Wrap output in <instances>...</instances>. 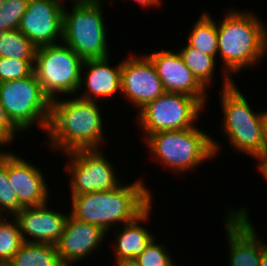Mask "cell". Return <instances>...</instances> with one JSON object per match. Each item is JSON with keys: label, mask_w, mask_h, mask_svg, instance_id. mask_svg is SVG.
Returning <instances> with one entry per match:
<instances>
[{"label": "cell", "mask_w": 267, "mask_h": 266, "mask_svg": "<svg viewBox=\"0 0 267 266\" xmlns=\"http://www.w3.org/2000/svg\"><path fill=\"white\" fill-rule=\"evenodd\" d=\"M223 221L229 252L228 266H260L264 239L250 220L249 208H228ZM231 209V210H230Z\"/></svg>", "instance_id": "11"}, {"label": "cell", "mask_w": 267, "mask_h": 266, "mask_svg": "<svg viewBox=\"0 0 267 266\" xmlns=\"http://www.w3.org/2000/svg\"><path fill=\"white\" fill-rule=\"evenodd\" d=\"M104 149H77L62 154L67 162L64 170L70 176V195L107 191L123 182Z\"/></svg>", "instance_id": "10"}, {"label": "cell", "mask_w": 267, "mask_h": 266, "mask_svg": "<svg viewBox=\"0 0 267 266\" xmlns=\"http://www.w3.org/2000/svg\"><path fill=\"white\" fill-rule=\"evenodd\" d=\"M22 243L16 218L0 216V263L10 262Z\"/></svg>", "instance_id": "24"}, {"label": "cell", "mask_w": 267, "mask_h": 266, "mask_svg": "<svg viewBox=\"0 0 267 266\" xmlns=\"http://www.w3.org/2000/svg\"><path fill=\"white\" fill-rule=\"evenodd\" d=\"M260 266H267V243L264 241V245L261 251Z\"/></svg>", "instance_id": "34"}, {"label": "cell", "mask_w": 267, "mask_h": 266, "mask_svg": "<svg viewBox=\"0 0 267 266\" xmlns=\"http://www.w3.org/2000/svg\"><path fill=\"white\" fill-rule=\"evenodd\" d=\"M9 263L12 266H64L56 245L49 243L23 242Z\"/></svg>", "instance_id": "21"}, {"label": "cell", "mask_w": 267, "mask_h": 266, "mask_svg": "<svg viewBox=\"0 0 267 266\" xmlns=\"http://www.w3.org/2000/svg\"><path fill=\"white\" fill-rule=\"evenodd\" d=\"M137 2L142 8L151 9L152 7L158 9L161 5L162 0H131ZM159 6V7H158Z\"/></svg>", "instance_id": "30"}, {"label": "cell", "mask_w": 267, "mask_h": 266, "mask_svg": "<svg viewBox=\"0 0 267 266\" xmlns=\"http://www.w3.org/2000/svg\"><path fill=\"white\" fill-rule=\"evenodd\" d=\"M65 3L66 0H29L18 30L37 48L62 43Z\"/></svg>", "instance_id": "13"}, {"label": "cell", "mask_w": 267, "mask_h": 266, "mask_svg": "<svg viewBox=\"0 0 267 266\" xmlns=\"http://www.w3.org/2000/svg\"><path fill=\"white\" fill-rule=\"evenodd\" d=\"M48 206L46 203L23 208L14 216L19 224L23 242L54 245L58 243L70 213L60 212Z\"/></svg>", "instance_id": "17"}, {"label": "cell", "mask_w": 267, "mask_h": 266, "mask_svg": "<svg viewBox=\"0 0 267 266\" xmlns=\"http://www.w3.org/2000/svg\"><path fill=\"white\" fill-rule=\"evenodd\" d=\"M124 183L107 191L70 195V216L99 226L107 236L113 227L134 221L153 203L154 196L141 178Z\"/></svg>", "instance_id": "3"}, {"label": "cell", "mask_w": 267, "mask_h": 266, "mask_svg": "<svg viewBox=\"0 0 267 266\" xmlns=\"http://www.w3.org/2000/svg\"><path fill=\"white\" fill-rule=\"evenodd\" d=\"M157 239L155 237L135 260L140 266H176L171 252L166 248L168 246L163 242L159 243Z\"/></svg>", "instance_id": "26"}, {"label": "cell", "mask_w": 267, "mask_h": 266, "mask_svg": "<svg viewBox=\"0 0 267 266\" xmlns=\"http://www.w3.org/2000/svg\"><path fill=\"white\" fill-rule=\"evenodd\" d=\"M0 266H12L9 262L0 263Z\"/></svg>", "instance_id": "35"}, {"label": "cell", "mask_w": 267, "mask_h": 266, "mask_svg": "<svg viewBox=\"0 0 267 266\" xmlns=\"http://www.w3.org/2000/svg\"><path fill=\"white\" fill-rule=\"evenodd\" d=\"M234 81L222 89L219 95L222 118L221 131L231 148L241 154H247L257 161L266 155L263 136V111H254L253 106Z\"/></svg>", "instance_id": "5"}, {"label": "cell", "mask_w": 267, "mask_h": 266, "mask_svg": "<svg viewBox=\"0 0 267 266\" xmlns=\"http://www.w3.org/2000/svg\"><path fill=\"white\" fill-rule=\"evenodd\" d=\"M263 136L267 154V109L263 110Z\"/></svg>", "instance_id": "33"}, {"label": "cell", "mask_w": 267, "mask_h": 266, "mask_svg": "<svg viewBox=\"0 0 267 266\" xmlns=\"http://www.w3.org/2000/svg\"><path fill=\"white\" fill-rule=\"evenodd\" d=\"M29 0H5L0 6V32L19 28Z\"/></svg>", "instance_id": "27"}, {"label": "cell", "mask_w": 267, "mask_h": 266, "mask_svg": "<svg viewBox=\"0 0 267 266\" xmlns=\"http://www.w3.org/2000/svg\"><path fill=\"white\" fill-rule=\"evenodd\" d=\"M66 98L60 96L51 100V116L45 134L47 149L60 152L62 156L77 149L106 148L109 142L106 143L101 103L76 95Z\"/></svg>", "instance_id": "2"}, {"label": "cell", "mask_w": 267, "mask_h": 266, "mask_svg": "<svg viewBox=\"0 0 267 266\" xmlns=\"http://www.w3.org/2000/svg\"><path fill=\"white\" fill-rule=\"evenodd\" d=\"M198 126L189 129L167 130L150 134L145 140L149 157L154 163L184 175L204 162L217 158L221 144ZM153 159V160H152ZM162 164V165H161Z\"/></svg>", "instance_id": "4"}, {"label": "cell", "mask_w": 267, "mask_h": 266, "mask_svg": "<svg viewBox=\"0 0 267 266\" xmlns=\"http://www.w3.org/2000/svg\"><path fill=\"white\" fill-rule=\"evenodd\" d=\"M187 34V43L196 50L218 59V35L216 19L203 11Z\"/></svg>", "instance_id": "20"}, {"label": "cell", "mask_w": 267, "mask_h": 266, "mask_svg": "<svg viewBox=\"0 0 267 266\" xmlns=\"http://www.w3.org/2000/svg\"><path fill=\"white\" fill-rule=\"evenodd\" d=\"M165 93L161 79L151 59L144 53H128L122 60L121 96L128 99L136 110Z\"/></svg>", "instance_id": "12"}, {"label": "cell", "mask_w": 267, "mask_h": 266, "mask_svg": "<svg viewBox=\"0 0 267 266\" xmlns=\"http://www.w3.org/2000/svg\"><path fill=\"white\" fill-rule=\"evenodd\" d=\"M153 203L134 221L123 224L118 228H114V233L112 234L115 239L109 245L114 253V262L122 259H135L141 255L149 243L156 237L151 228L146 227L148 222H150L151 209ZM144 222V223H143ZM141 223V224H140ZM144 224L146 226H144ZM122 228V229H121ZM149 228V229H148ZM121 229V230H120ZM116 233V234H115Z\"/></svg>", "instance_id": "19"}, {"label": "cell", "mask_w": 267, "mask_h": 266, "mask_svg": "<svg viewBox=\"0 0 267 266\" xmlns=\"http://www.w3.org/2000/svg\"><path fill=\"white\" fill-rule=\"evenodd\" d=\"M83 60L67 45L39 47L34 58V74L51 99L77 94Z\"/></svg>", "instance_id": "8"}, {"label": "cell", "mask_w": 267, "mask_h": 266, "mask_svg": "<svg viewBox=\"0 0 267 266\" xmlns=\"http://www.w3.org/2000/svg\"><path fill=\"white\" fill-rule=\"evenodd\" d=\"M13 150L8 149V177L19 205L28 208L50 202V188L46 183L47 176L44 177L43 169L17 155Z\"/></svg>", "instance_id": "15"}, {"label": "cell", "mask_w": 267, "mask_h": 266, "mask_svg": "<svg viewBox=\"0 0 267 266\" xmlns=\"http://www.w3.org/2000/svg\"><path fill=\"white\" fill-rule=\"evenodd\" d=\"M23 208L19 205L8 177V150H0V216H15Z\"/></svg>", "instance_id": "25"}, {"label": "cell", "mask_w": 267, "mask_h": 266, "mask_svg": "<svg viewBox=\"0 0 267 266\" xmlns=\"http://www.w3.org/2000/svg\"><path fill=\"white\" fill-rule=\"evenodd\" d=\"M149 53V54H148ZM161 79L165 92L195 97L204 107L208 105V91L188 69L179 52L168 48L146 54Z\"/></svg>", "instance_id": "14"}, {"label": "cell", "mask_w": 267, "mask_h": 266, "mask_svg": "<svg viewBox=\"0 0 267 266\" xmlns=\"http://www.w3.org/2000/svg\"><path fill=\"white\" fill-rule=\"evenodd\" d=\"M110 57L83 61L80 85L76 96L99 102L101 99L109 100L117 94L121 95L122 61L111 66Z\"/></svg>", "instance_id": "18"}, {"label": "cell", "mask_w": 267, "mask_h": 266, "mask_svg": "<svg viewBox=\"0 0 267 266\" xmlns=\"http://www.w3.org/2000/svg\"><path fill=\"white\" fill-rule=\"evenodd\" d=\"M18 132L21 135L22 132L10 121L6 110L0 102V146L9 148L10 144L13 145V141L19 135Z\"/></svg>", "instance_id": "29"}, {"label": "cell", "mask_w": 267, "mask_h": 266, "mask_svg": "<svg viewBox=\"0 0 267 266\" xmlns=\"http://www.w3.org/2000/svg\"><path fill=\"white\" fill-rule=\"evenodd\" d=\"M113 264L114 266H140L135 259H122Z\"/></svg>", "instance_id": "32"}, {"label": "cell", "mask_w": 267, "mask_h": 266, "mask_svg": "<svg viewBox=\"0 0 267 266\" xmlns=\"http://www.w3.org/2000/svg\"><path fill=\"white\" fill-rule=\"evenodd\" d=\"M180 49V50H179ZM177 51L182 57L185 65L193 73L196 79L209 90L210 86L214 83L213 75L216 68V59L213 56L202 53L186 43L183 48ZM213 82V83H212Z\"/></svg>", "instance_id": "22"}, {"label": "cell", "mask_w": 267, "mask_h": 266, "mask_svg": "<svg viewBox=\"0 0 267 266\" xmlns=\"http://www.w3.org/2000/svg\"><path fill=\"white\" fill-rule=\"evenodd\" d=\"M256 169L267 180V154L256 164Z\"/></svg>", "instance_id": "31"}, {"label": "cell", "mask_w": 267, "mask_h": 266, "mask_svg": "<svg viewBox=\"0 0 267 266\" xmlns=\"http://www.w3.org/2000/svg\"><path fill=\"white\" fill-rule=\"evenodd\" d=\"M37 47L18 29L0 32V57L34 60Z\"/></svg>", "instance_id": "23"}, {"label": "cell", "mask_w": 267, "mask_h": 266, "mask_svg": "<svg viewBox=\"0 0 267 266\" xmlns=\"http://www.w3.org/2000/svg\"><path fill=\"white\" fill-rule=\"evenodd\" d=\"M219 22L216 20L224 89L234 82L235 75L258 67L267 57V24L246 8L243 11L229 9Z\"/></svg>", "instance_id": "1"}, {"label": "cell", "mask_w": 267, "mask_h": 266, "mask_svg": "<svg viewBox=\"0 0 267 266\" xmlns=\"http://www.w3.org/2000/svg\"><path fill=\"white\" fill-rule=\"evenodd\" d=\"M5 2V0H0V6Z\"/></svg>", "instance_id": "36"}, {"label": "cell", "mask_w": 267, "mask_h": 266, "mask_svg": "<svg viewBox=\"0 0 267 266\" xmlns=\"http://www.w3.org/2000/svg\"><path fill=\"white\" fill-rule=\"evenodd\" d=\"M107 233L99 226L80 222L68 216L65 228L56 244L59 259L64 266H74L99 250ZM104 242V243H103Z\"/></svg>", "instance_id": "16"}, {"label": "cell", "mask_w": 267, "mask_h": 266, "mask_svg": "<svg viewBox=\"0 0 267 266\" xmlns=\"http://www.w3.org/2000/svg\"><path fill=\"white\" fill-rule=\"evenodd\" d=\"M104 1L107 0H72L71 9L64 4L62 43L83 61L111 56Z\"/></svg>", "instance_id": "6"}, {"label": "cell", "mask_w": 267, "mask_h": 266, "mask_svg": "<svg viewBox=\"0 0 267 266\" xmlns=\"http://www.w3.org/2000/svg\"><path fill=\"white\" fill-rule=\"evenodd\" d=\"M0 102L10 121L26 133L36 125L46 134L51 99L45 94L34 72L25 78L0 83ZM34 125V126H33Z\"/></svg>", "instance_id": "7"}, {"label": "cell", "mask_w": 267, "mask_h": 266, "mask_svg": "<svg viewBox=\"0 0 267 266\" xmlns=\"http://www.w3.org/2000/svg\"><path fill=\"white\" fill-rule=\"evenodd\" d=\"M203 109L195 97L165 92L141 108L135 118L145 140L150 134L194 127Z\"/></svg>", "instance_id": "9"}, {"label": "cell", "mask_w": 267, "mask_h": 266, "mask_svg": "<svg viewBox=\"0 0 267 266\" xmlns=\"http://www.w3.org/2000/svg\"><path fill=\"white\" fill-rule=\"evenodd\" d=\"M33 71L34 60L0 57V83L28 77Z\"/></svg>", "instance_id": "28"}]
</instances>
